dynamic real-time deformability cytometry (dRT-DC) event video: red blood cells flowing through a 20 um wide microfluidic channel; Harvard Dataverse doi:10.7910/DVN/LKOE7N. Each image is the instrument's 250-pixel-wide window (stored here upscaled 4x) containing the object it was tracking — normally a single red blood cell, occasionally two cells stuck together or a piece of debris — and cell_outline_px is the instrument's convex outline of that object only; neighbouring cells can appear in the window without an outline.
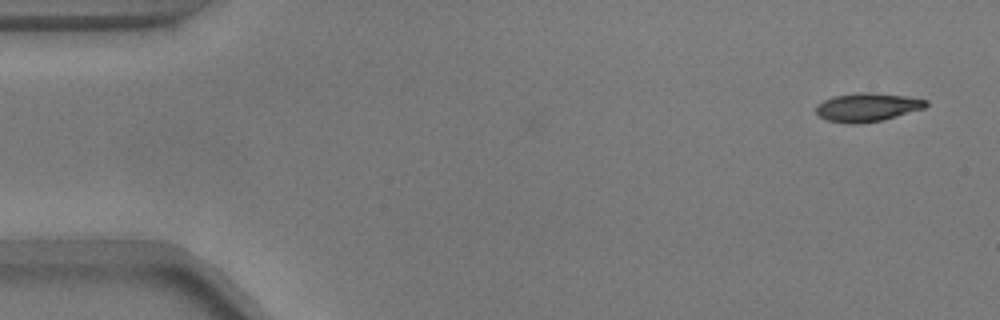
{"species": "common noctule bat (a hibernating species)", "species_latin": "Nyctalus noctula", "temperature_condition": "warm", "stored_images_in_passage": 41, "camera_frame_rate_fps": 3000, "um_per_image_px": 0.085, "animal": {"sex": "male", "body_mass_g": 17.9}, "frame": {"image": 1, "passage_image": 1, "time_ms": 0.0, "image_size_px": [1000, 320], "cell_outline_px": [[928, 104], [924, 108], [884, 120], [856, 124], [852, 124], [828, 120], [820, 116], [816, 112], [816, 104], [832, 96], [856, 92], [872, 92], [904, 96], [928, 100]], "centroid_in_image_um": [73.71, 9.1], "position_along_channel_um": 11.3, "area_um2": 18.32}}
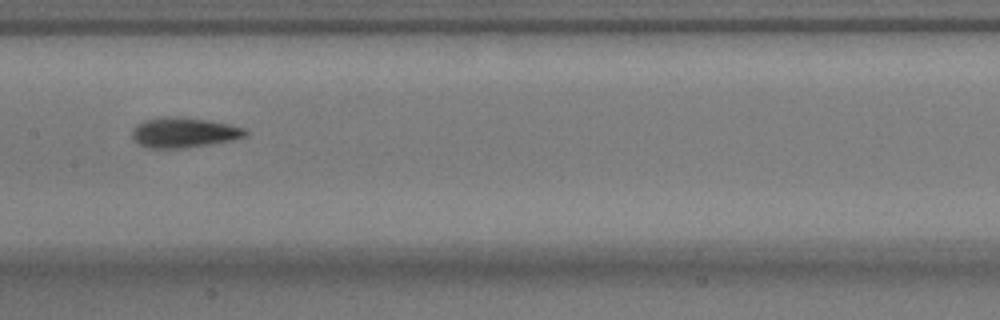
{"frame": {"image": 2, "passage_image": 25, "time_ms": 8.0, "image_size_px": [1000, 320], "cell_outline_px": [[248, 136], [236, 140], [184, 148], [148, 148], [132, 140], [132, 128], [136, 124], [144, 120], [164, 116], [168, 116], [204, 120], [228, 124], [248, 128]], "centroid_in_image_um": [15.65, 11.28], "position_along_channel_um": 191.8, "area_um2": 20.06}}
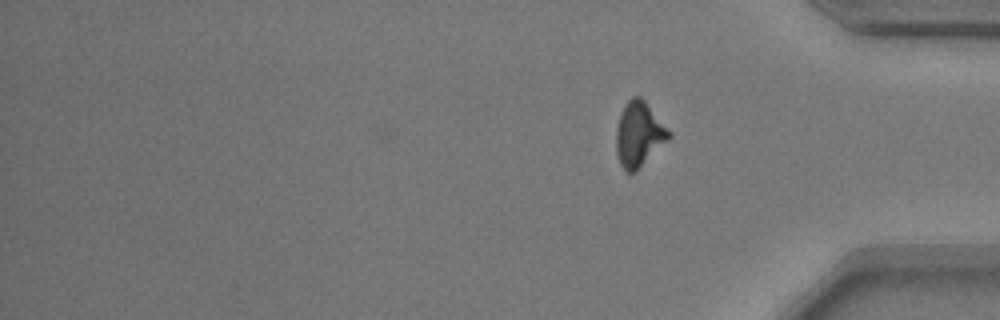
{"frame": {"image": 3, "passage_image": 41, "time_ms": 13.333, "image_size_px": [1000, 320], "cell_outline_px": [[672, 136], [636, 172], [628, 172], [620, 164], [616, 152], [616, 128], [620, 112], [624, 104], [632, 96], [640, 96], [644, 100], [672, 132]], "centroid_in_image_um": [54.31, 11.4], "position_along_channel_um": 380.9, "area_um2": 20.06}, "authors_computed_cell_mechanics": {"area_um2": 18.9584, "velocity_mm_per_s": 3.7344, "shape_relaxation_time_tau1_ms": 3.0374, "shape_relaxation_time_tau2_ms": 2.1033, "deformation_change_tau1": 0.1594, "deformation_change_tau2": 0.0986}}